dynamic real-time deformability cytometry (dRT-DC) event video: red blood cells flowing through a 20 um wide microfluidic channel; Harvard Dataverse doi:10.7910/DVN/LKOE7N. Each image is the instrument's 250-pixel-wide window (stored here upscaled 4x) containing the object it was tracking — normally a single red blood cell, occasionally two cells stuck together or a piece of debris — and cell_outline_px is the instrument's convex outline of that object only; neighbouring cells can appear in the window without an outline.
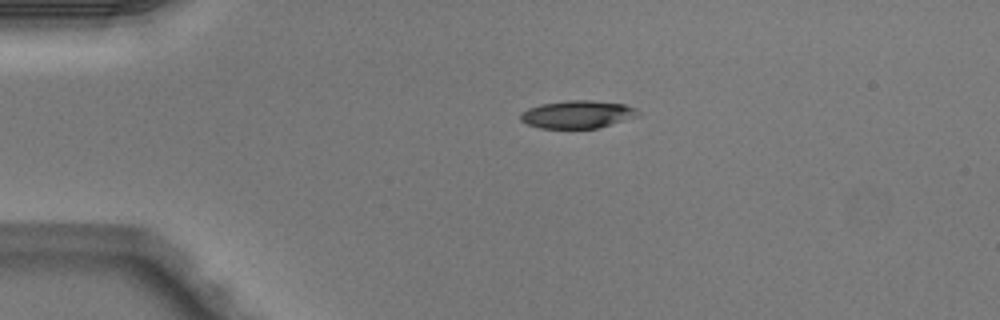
{"species": "Egyptian fruit bat (a non-hibernating species)", "species_latin": "Rousettus aegyptiacus", "temperature_condition": "warm", "stored_images_in_passage": 2, "camera_frame_rate_fps": 3000, "um_per_image_px": 0.085, "animal": {"sex": "male"}, "frame": {"image": 1, "passage_image": 1, "time_ms": 0.0, "image_size_px": [1000, 320], "cell_outline_px": [[640, 116], [600, 128], [540, 128], [528, 124], [520, 120], [520, 112], [528, 108], [540, 104], [568, 100], [592, 100], [624, 104], [636, 108], [640, 112]], "centroid_in_image_um": [49.11, 9.72], "position_along_channel_um": 35.9, "area_um2": 19.25}}